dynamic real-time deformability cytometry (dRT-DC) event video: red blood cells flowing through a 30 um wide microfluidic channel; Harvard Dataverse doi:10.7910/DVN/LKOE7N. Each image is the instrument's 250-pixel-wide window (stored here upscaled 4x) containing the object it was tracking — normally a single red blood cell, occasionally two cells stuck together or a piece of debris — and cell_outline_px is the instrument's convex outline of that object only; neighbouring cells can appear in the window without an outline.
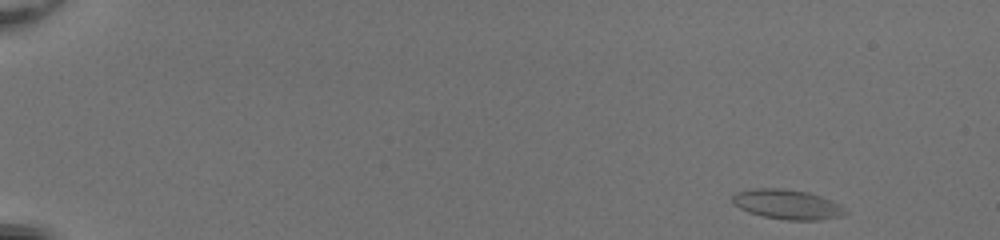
{"species": "common noctule bat (a hibernating species)", "species_latin": "Nyctalus noctula", "temperature_condition": "room temperature", "stored_images_in_passage": 49, "camera_frame_rate_fps": 3000, "um_per_image_px": 0.085, "animal": {"sex": "female", "body_mass_g": 20.0, "forearm_length_mm": 54.0}, "frame": {"image": 1, "passage_image": 1, "time_ms": 0.0, "image_size_px": [1000, 240], "cell_outline_px": [[848, 212], [840, 216], [820, 220], [788, 220], [764, 216], [748, 212], [732, 204], [732, 196], [736, 192], [752, 188], [784, 188], [808, 192], [832, 200], [840, 204]], "centroid_in_image_um": [66.9, 17.36], "position_along_channel_um": 18.1, "area_um2": 19.65}}
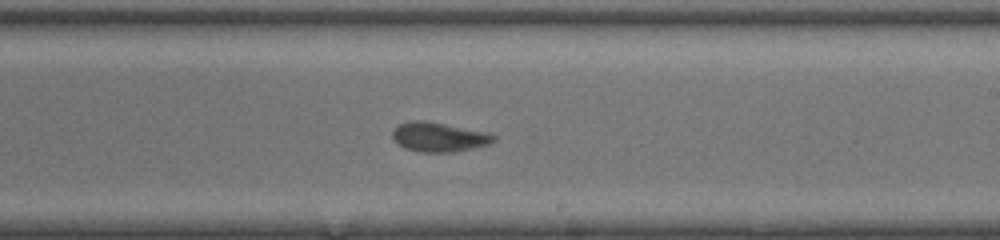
{"frame": {"image": 2, "passage_image": 30, "time_ms": 9.667, "image_size_px": [1000, 240], "cell_outline_px": [[496, 140], [488, 144], [472, 148], [452, 152], [420, 152], [404, 148], [392, 136], [392, 132], [400, 124], [412, 120], [424, 120], [488, 132], [496, 136]], "centroid_in_image_um": [37.33, 11.64], "position_along_channel_um": 251.7, "area_um2": 17.17}}
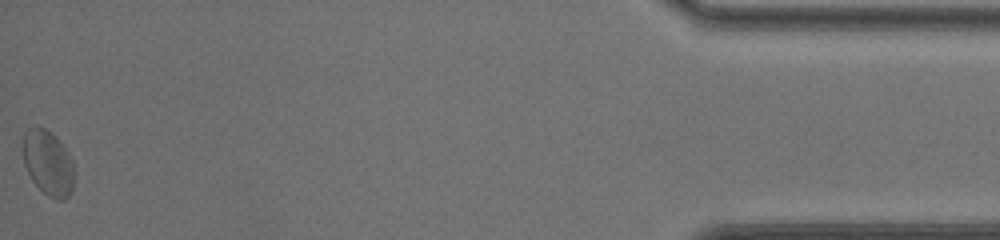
{"frame": {"image": 3, "passage_image": 49, "time_ms": 16.0, "image_size_px": [1000, 240], "cell_outline_px": [[72, 188], [68, 196], [64, 200], [56, 200], [48, 196], [32, 180], [24, 164], [24, 132], [28, 128], [36, 124], [44, 128], [56, 136], [68, 152], [72, 160]], "centroid_in_image_um": [4.07, 13.82], "position_along_channel_um": 431.1, "area_um2": 19.19}, "authors_computed_cell_mechanics": {"area_um2": 17.7446, "velocity_mm_per_s": 4.0738, "shape_relaxation_time_tau1_ms": 3.7839, "shape_relaxation_time_tau2_ms": 1.6506, "deformation_change_tau1": 0.1204, "deformation_change_tau2": 0.0651}}